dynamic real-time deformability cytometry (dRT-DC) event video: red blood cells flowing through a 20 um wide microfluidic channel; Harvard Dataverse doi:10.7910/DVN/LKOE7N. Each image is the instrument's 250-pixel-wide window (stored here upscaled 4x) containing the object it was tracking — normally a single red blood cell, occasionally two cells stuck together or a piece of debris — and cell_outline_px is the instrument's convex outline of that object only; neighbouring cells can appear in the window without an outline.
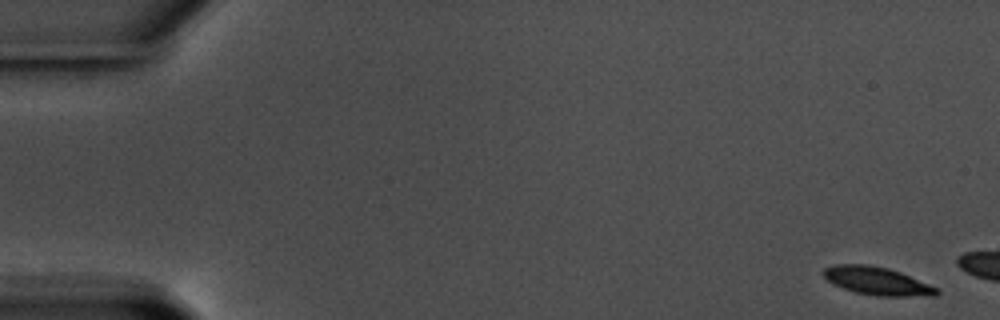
{"species": "common noctule bat (a hibernating species)", "species_latin": "Nyctalus noctula", "temperature_condition": "warm", "stored_images_in_passage": 10, "camera_frame_rate_fps": 3000, "um_per_image_px": 0.085, "animal": {"sex": "male", "body_mass_g": 17.5, "forearm_length_mm": 52.3}, "frame": {"image": 1, "passage_image": 1, "time_ms": 0.0, "image_size_px": [1000, 320], "cell_outline_px": [[940, 292], [936, 296], [876, 296], [856, 292], [832, 284], [824, 276], [824, 268], [836, 264], [868, 264], [888, 268], [900, 272], [940, 288]], "centroid_in_image_um": [74.6, 23.89], "position_along_channel_um": 10.4, "area_um2": 18.55}}